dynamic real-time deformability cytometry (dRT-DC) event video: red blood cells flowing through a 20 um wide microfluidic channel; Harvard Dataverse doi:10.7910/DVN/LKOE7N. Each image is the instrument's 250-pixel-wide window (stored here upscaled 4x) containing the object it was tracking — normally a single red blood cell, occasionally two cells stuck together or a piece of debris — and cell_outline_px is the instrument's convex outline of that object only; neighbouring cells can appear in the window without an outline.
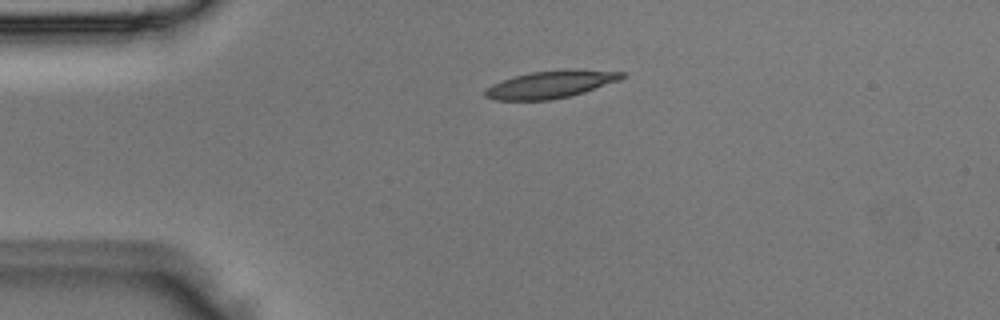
{"species": "Egyptian fruit bat (a non-hibernating species)", "species_latin": "Rousettus aegyptiacus", "temperature_condition": "room temperature", "stored_images_in_passage": 3, "camera_frame_rate_fps": 3000, "um_per_image_px": 0.085, "animal": {"sex": "male"}, "frame": {"image": 1, "passage_image": 3, "time_ms": 0.667, "image_size_px": [1000, 320], "cell_outline_px": [[628, 76], [620, 80], [572, 96], [552, 100], [496, 100], [484, 96], [484, 92], [492, 84], [516, 76], [532, 72], [564, 68], [572, 68], [628, 72]], "centroid_in_image_um": [46.91, 7.15], "position_along_channel_um": 38.1, "area_um2": 22.2}}